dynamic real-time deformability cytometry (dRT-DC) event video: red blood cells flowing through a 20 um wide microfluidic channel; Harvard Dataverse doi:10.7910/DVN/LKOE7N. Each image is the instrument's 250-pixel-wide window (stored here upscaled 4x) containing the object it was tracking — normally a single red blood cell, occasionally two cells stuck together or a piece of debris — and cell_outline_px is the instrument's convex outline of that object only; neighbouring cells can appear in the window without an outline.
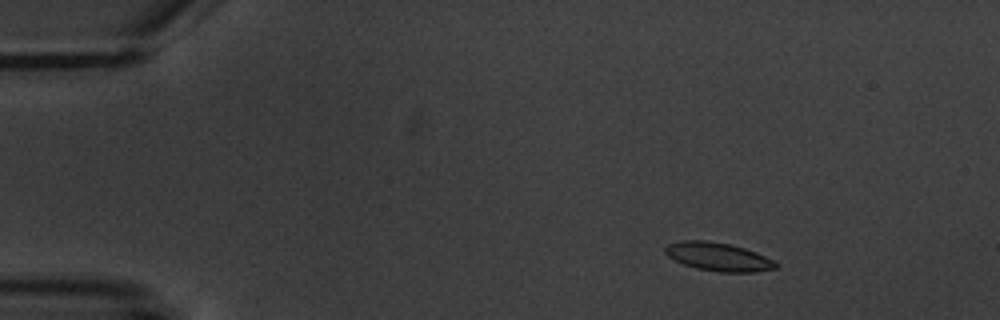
{"species": "common noctule bat (a hibernating species)", "species_latin": "Nyctalus noctula", "temperature_condition": "warm", "stored_images_in_passage": 5, "camera_frame_rate_fps": 3000, "um_per_image_px": 0.085, "animal": {"sex": "male", "body_mass_g": 20.1, "forearm_length_mm": 53.5}, "frame": {"image": 1, "passage_image": 3, "time_ms": 2.333, "image_size_px": [1000, 320], "cell_outline_px": [[780, 264], [776, 268], [756, 272], [720, 272], [696, 268], [684, 264], [668, 256], [664, 252], [664, 248], [668, 244], [680, 240], [708, 240], [728, 244], [744, 248], [756, 252]], "centroid_in_image_um": [61.04, 21.82], "position_along_channel_um": 24.0, "area_um2": 18.26}}
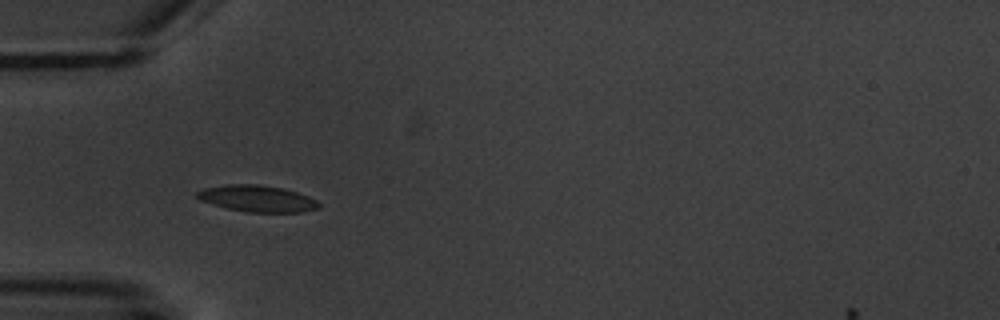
{"frame": {"image": 2, "passage_image": 5, "time_ms": 5.667, "image_size_px": [1000, 320], "cell_outline_px": [[320, 208], [300, 212], [248, 212], [224, 208], [200, 200], [196, 196], [196, 192], [204, 188], [228, 184], [260, 184], [284, 188], [308, 196], [316, 200], [320, 204]], "centroid_in_image_um": [21.85, 16.87], "position_along_channel_um": 63.1, "area_um2": 18.9}}